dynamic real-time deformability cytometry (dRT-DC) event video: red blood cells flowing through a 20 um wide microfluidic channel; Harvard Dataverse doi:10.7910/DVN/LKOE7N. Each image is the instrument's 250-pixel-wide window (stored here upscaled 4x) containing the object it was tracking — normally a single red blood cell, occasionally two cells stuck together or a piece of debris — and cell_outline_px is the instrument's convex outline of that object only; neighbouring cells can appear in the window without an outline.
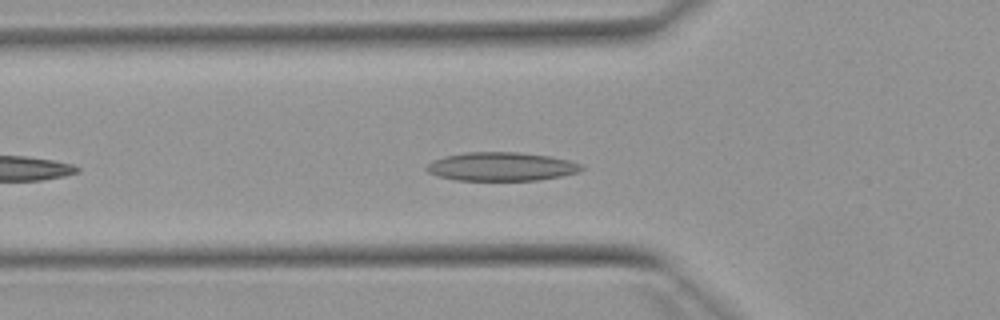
{"species": "Egyptian fruit bat (a non-hibernating species)", "species_latin": "Rousettus aegyptiacus", "temperature_condition": "warm", "stored_images_in_passage": 20, "camera_frame_rate_fps": 3000, "um_per_image_px": 0.085, "animal": {"sex": "female"}, "frame": {"image": 1, "passage_image": 6, "time_ms": 1.667, "image_size_px": [1000, 320], "cell_outline_px": [[584, 168], [580, 172], [560, 176], [536, 180], [456, 180], [436, 176], [428, 172], [424, 168], [432, 160], [444, 156], [468, 152], [516, 152], [548, 156], [568, 160], [580, 164]], "centroid_in_image_um": [42.57, 14.16], "position_along_channel_um": 83.2, "area_um2": 25.78}}
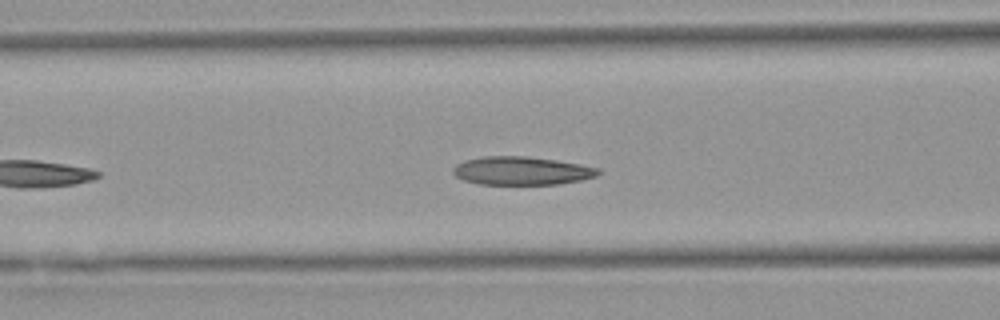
{"frame": {"image": 2, "passage_image": 9, "time_ms": 2.667, "image_size_px": [1000, 320], "cell_outline_px": [[600, 172], [596, 176], [580, 180], [556, 184], [480, 184], [464, 180], [456, 176], [452, 172], [452, 168], [456, 164], [464, 160], [484, 156], [528, 156], [556, 160], [580, 164], [600, 168]], "centroid_in_image_um": [44.32, 14.51], "position_along_channel_um": 122.3, "area_um2": 23.93}}
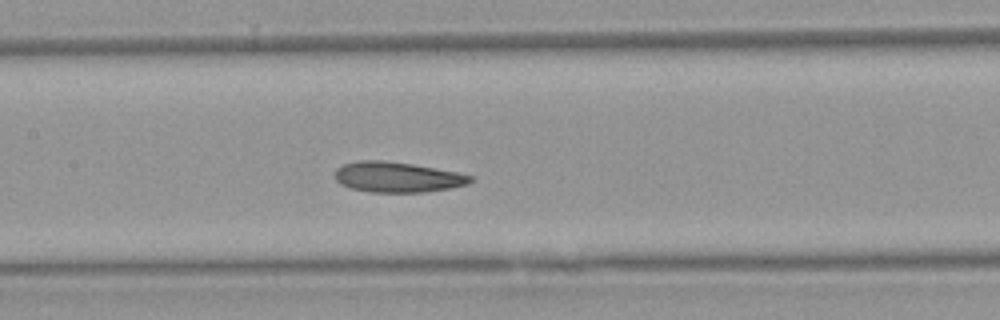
{"frame": {"image": 3, "passage_image": 13, "time_ms": 4.0, "image_size_px": [1000, 320], "cell_outline_px": [[472, 180], [468, 184], [452, 188], [424, 192], [372, 192], [352, 188], [340, 184], [336, 180], [336, 168], [344, 164], [356, 160], [384, 160], [412, 164], [460, 172], [472, 176]], "centroid_in_image_um": [33.79, 15.05], "position_along_channel_um": 173.6, "area_um2": 24.04}}